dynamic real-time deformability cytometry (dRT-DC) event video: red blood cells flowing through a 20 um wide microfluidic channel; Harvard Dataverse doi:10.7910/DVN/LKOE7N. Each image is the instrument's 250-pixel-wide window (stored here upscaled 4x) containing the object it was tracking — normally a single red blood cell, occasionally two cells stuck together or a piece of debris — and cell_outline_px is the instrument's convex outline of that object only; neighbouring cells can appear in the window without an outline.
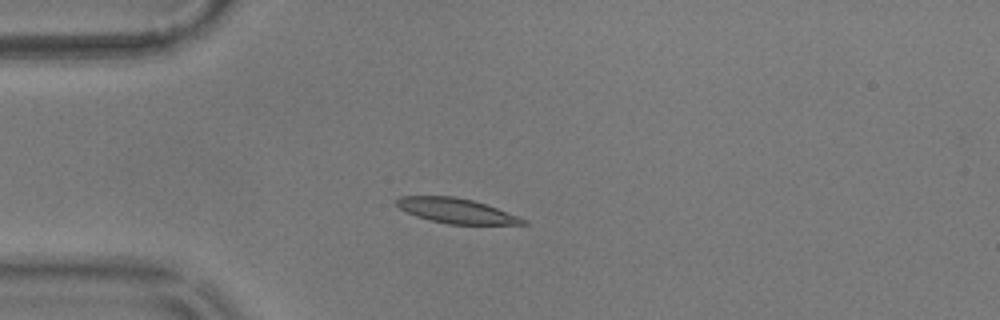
{"species": "common noctule bat (a hibernating species)", "species_latin": "Nyctalus noctula", "temperature_condition": "warm", "stored_images_in_passage": 43, "camera_frame_rate_fps": 3000, "um_per_image_px": 0.085, "animal": {"sex": "male", "body_mass_g": 17.9}, "frame": {"image": 1, "passage_image": 1, "time_ms": 0.0, "image_size_px": [1000, 320], "cell_outline_px": [[528, 224], [448, 224], [428, 220], [416, 216], [400, 208], [396, 204], [396, 200], [400, 196], [452, 196], [472, 200], [496, 208], [528, 220]], "centroid_in_image_um": [38.77, 17.92], "position_along_channel_um": 46.2, "area_um2": 18.09}}
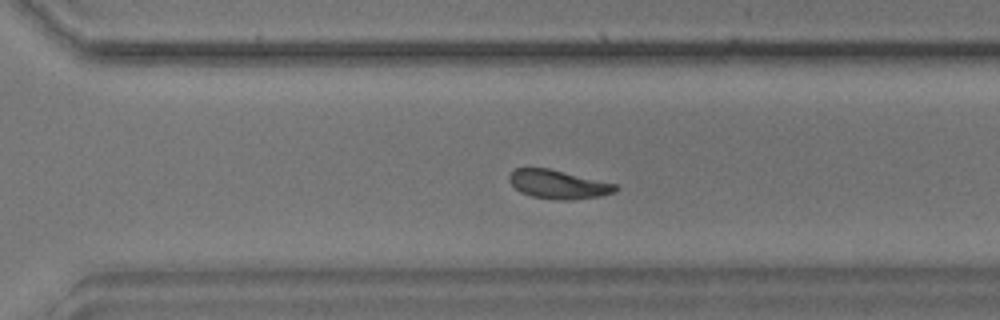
{"frame": {"image": 2, "passage_image": 26, "time_ms": 8.333, "image_size_px": [1000, 320], "cell_outline_px": [[620, 188], [616, 192], [600, 196], [568, 200], [552, 200], [532, 196], [520, 192], [508, 180], [508, 176], [516, 168], [548, 168], [616, 184]], "centroid_in_image_um": [47.46, 15.68], "position_along_channel_um": 323.1, "area_um2": 17.74}}
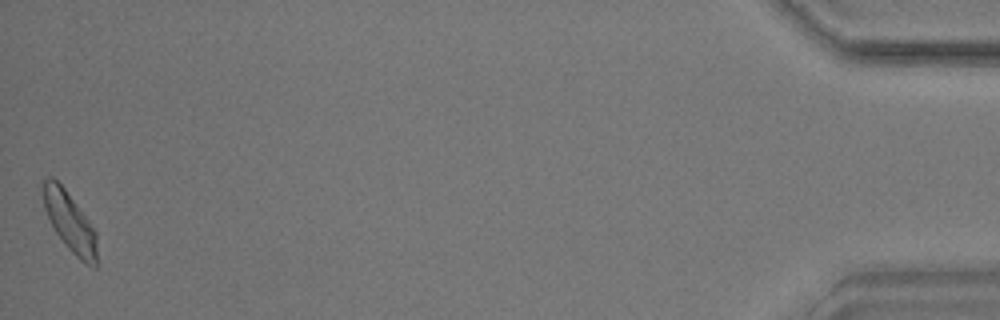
{"frame": {"image": 3, "passage_image": 43, "time_ms": 14.0, "image_size_px": [1000, 320], "cell_outline_px": [[96, 268], [92, 268], [84, 264], [68, 248], [56, 232], [44, 208], [44, 180], [48, 176], [52, 176], [64, 188], [88, 220], [96, 232]], "centroid_in_image_um": [5.95, 18.9], "position_along_channel_um": 429.2, "area_um2": 18.15}, "authors_computed_cell_mechanics": {"area_um2": 18.0336, "velocity_mm_per_s": 3.5233, "shape_relaxation_time_tau1_ms": 5.8985, "shape_relaxation_time_tau2_ms": 4.5918, "deformation_change_tau1": 0.1472, "deformation_change_tau2": 0.1068}}